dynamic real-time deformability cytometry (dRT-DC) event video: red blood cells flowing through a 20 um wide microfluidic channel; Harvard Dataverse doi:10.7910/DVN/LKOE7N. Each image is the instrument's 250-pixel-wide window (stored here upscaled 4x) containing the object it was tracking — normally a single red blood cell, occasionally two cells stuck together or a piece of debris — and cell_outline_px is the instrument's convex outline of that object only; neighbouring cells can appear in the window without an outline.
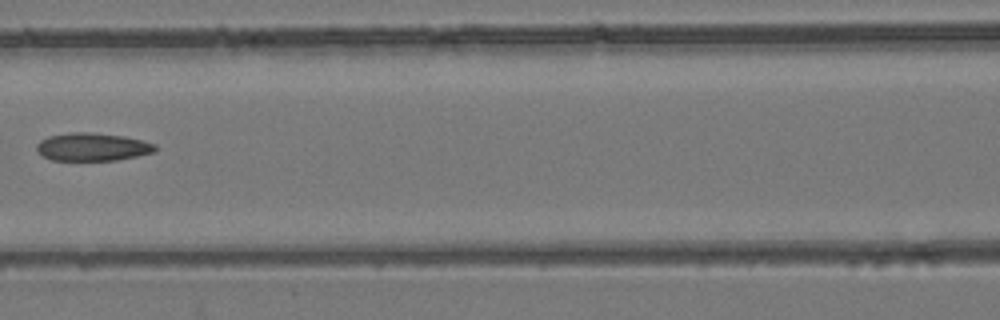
{"species": "common noctule bat (a hibernating species)", "species_latin": "Nyctalus noctula", "temperature_condition": "room temperature", "stored_images_in_passage": 8, "camera_frame_rate_fps": 3000, "um_per_image_px": 0.085, "animal": {"sex": "female", "body_mass_g": 24.6, "forearm_length_mm": 56.2}, "frame": {"image": 1, "passage_image": 8, "time_ms": 2.333, "image_size_px": [1000, 320], "cell_outline_px": [[156, 152], [116, 160], [52, 160], [40, 156], [36, 148], [36, 144], [40, 140], [48, 136], [72, 132], [92, 132], [124, 136], [156, 144]], "centroid_in_image_um": [7.82, 12.48], "position_along_channel_um": 158.8, "area_um2": 19.42}}